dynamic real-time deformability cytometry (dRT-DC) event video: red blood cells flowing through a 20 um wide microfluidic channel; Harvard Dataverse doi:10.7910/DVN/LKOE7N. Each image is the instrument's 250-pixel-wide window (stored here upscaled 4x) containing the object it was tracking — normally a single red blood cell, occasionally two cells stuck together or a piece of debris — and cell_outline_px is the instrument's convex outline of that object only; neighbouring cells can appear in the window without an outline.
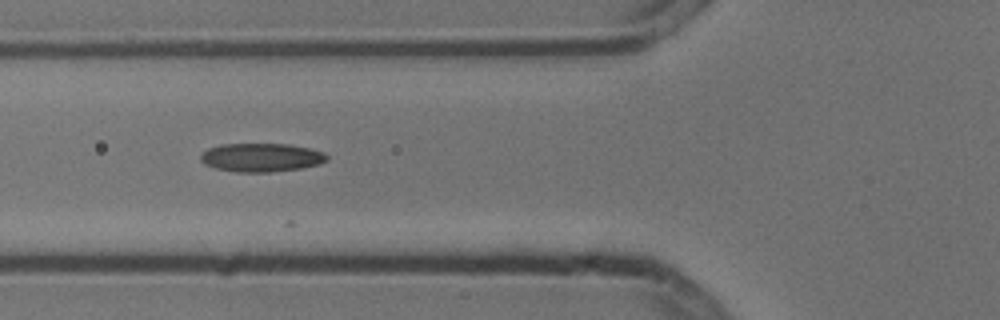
{"species": "common noctule bat (a hibernating species)", "species_latin": "Nyctalus noctula", "temperature_condition": "cold", "stored_images_in_passage": 3, "camera_frame_rate_fps": 3000, "um_per_image_px": 0.085, "animal": {"sex": "male", "body_mass_g": 13.3}, "frame": {"image": 1, "passage_image": 2, "time_ms": 0.333, "image_size_px": [1000, 320], "cell_outline_px": [[328, 160], [320, 164], [300, 168], [272, 172], [236, 172], [216, 168], [204, 164], [200, 160], [200, 156], [208, 148], [220, 144], [288, 144], [308, 148], [324, 152], [328, 156]], "centroid_in_image_um": [22.21, 13.38], "position_along_channel_um": 103.6, "area_um2": 21.04}}